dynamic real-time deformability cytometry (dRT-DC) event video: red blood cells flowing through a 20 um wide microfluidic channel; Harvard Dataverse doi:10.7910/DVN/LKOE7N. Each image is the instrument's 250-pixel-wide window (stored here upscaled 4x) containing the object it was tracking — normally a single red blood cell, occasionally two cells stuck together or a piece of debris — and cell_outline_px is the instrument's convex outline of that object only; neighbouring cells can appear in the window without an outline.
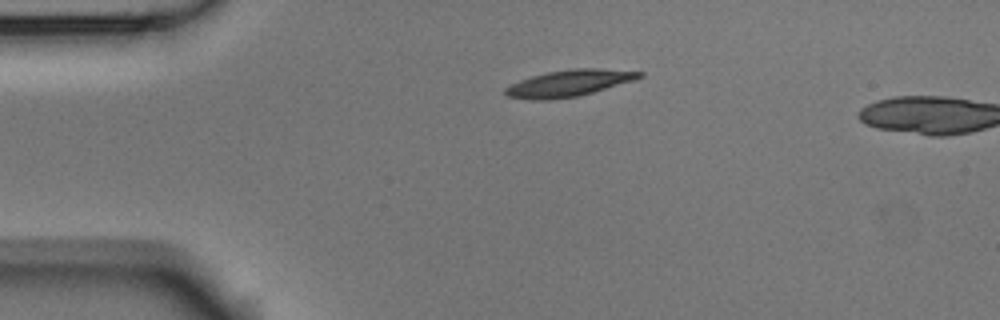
{"species": "Egyptian fruit bat (a non-hibernating species)", "species_latin": "Rousettus aegyptiacus", "temperature_condition": "room temperature", "stored_images_in_passage": 2, "camera_frame_rate_fps": 3000, "um_per_image_px": 0.085, "animal": {"sex": "male"}, "frame": {"image": 1, "passage_image": 1, "time_ms": 0.0, "image_size_px": [1000, 320], "cell_outline_px": [[644, 76], [636, 80], [580, 96], [548, 100], [532, 100], [508, 96], [504, 92], [504, 88], [520, 80], [532, 76], [548, 72], [572, 68], [600, 68], [644, 72]], "centroid_in_image_um": [48.41, 7.07], "position_along_channel_um": 36.6, "area_um2": 20.87}}